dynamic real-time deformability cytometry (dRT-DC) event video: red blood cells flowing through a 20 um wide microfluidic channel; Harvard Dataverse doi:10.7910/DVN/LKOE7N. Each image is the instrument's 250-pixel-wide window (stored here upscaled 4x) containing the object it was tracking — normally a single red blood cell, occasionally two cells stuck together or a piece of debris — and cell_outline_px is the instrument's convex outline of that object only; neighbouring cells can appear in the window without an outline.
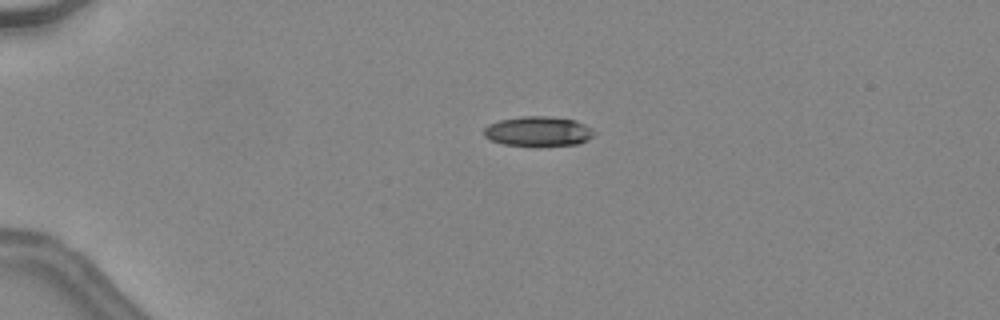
{"species": "common noctule bat (a hibernating species)", "species_latin": "Nyctalus noctula", "temperature_condition": "warm", "stored_images_in_passage": 49, "camera_frame_rate_fps": 3000, "um_per_image_px": 0.085, "animal": {"sex": "female", "body_mass_g": 24.6, "forearm_length_mm": 56.2}, "frame": {"image": 1, "passage_image": 14, "time_ms": 4.333, "image_size_px": [1000, 320], "cell_outline_px": [[596, 132], [588, 140], [580, 144], [504, 144], [492, 140], [484, 136], [484, 128], [488, 124], [500, 120], [520, 116], [548, 116], [576, 120], [592, 128]], "centroid_in_image_um": [45.77, 11.13], "position_along_channel_um": 39.2, "area_um2": 18.73}}
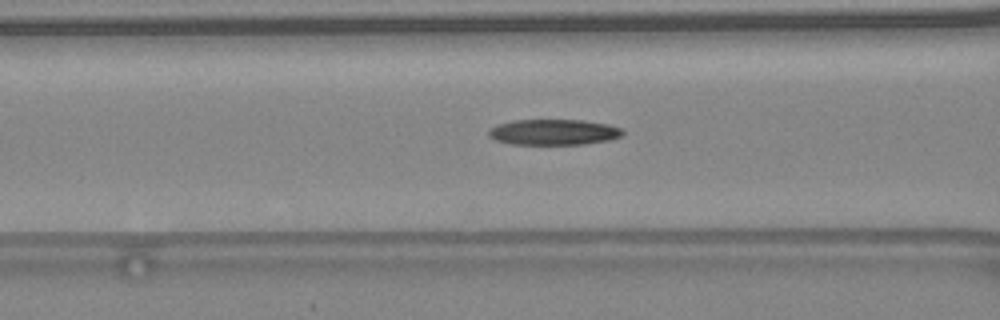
{"frame": {"image": 2, "passage_image": 23, "time_ms": 7.333, "image_size_px": [1000, 320], "cell_outline_px": [[624, 132], [620, 136], [612, 140], [584, 144], [512, 144], [496, 140], [488, 136], [488, 128], [496, 124], [512, 120], [584, 120], [608, 124], [620, 128]], "centroid_in_image_um": [47.03, 11.22], "position_along_channel_um": 119.6, "area_um2": 20.23}}
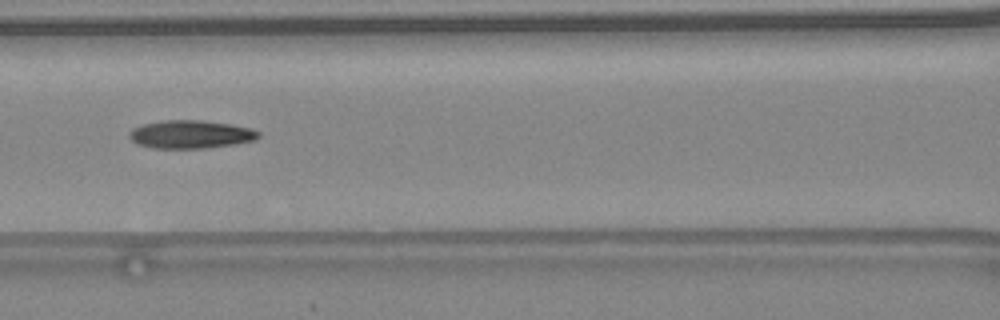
{"frame": {"image": 3, "passage_image": 25, "time_ms": 8.0, "image_size_px": [1000, 320], "cell_outline_px": [[260, 136], [256, 140], [232, 144], [204, 148], [152, 148], [136, 144], [128, 136], [132, 128], [144, 124], [164, 120], [200, 120], [228, 124], [252, 128], [260, 132]], "centroid_in_image_um": [16.19, 11.42], "position_along_channel_um": 150.4, "area_um2": 21.1}, "authors_computed_cell_mechanics": {"area_um2": 20.23, "velocity_mm_per_s": 4.5658, "shape_relaxation_time_tau1_ms": null, "shape_relaxation_time_tau2_ms": 3.1678, "deformation_change_tau1": null, "deformation_change_tau2": 0.1361}}